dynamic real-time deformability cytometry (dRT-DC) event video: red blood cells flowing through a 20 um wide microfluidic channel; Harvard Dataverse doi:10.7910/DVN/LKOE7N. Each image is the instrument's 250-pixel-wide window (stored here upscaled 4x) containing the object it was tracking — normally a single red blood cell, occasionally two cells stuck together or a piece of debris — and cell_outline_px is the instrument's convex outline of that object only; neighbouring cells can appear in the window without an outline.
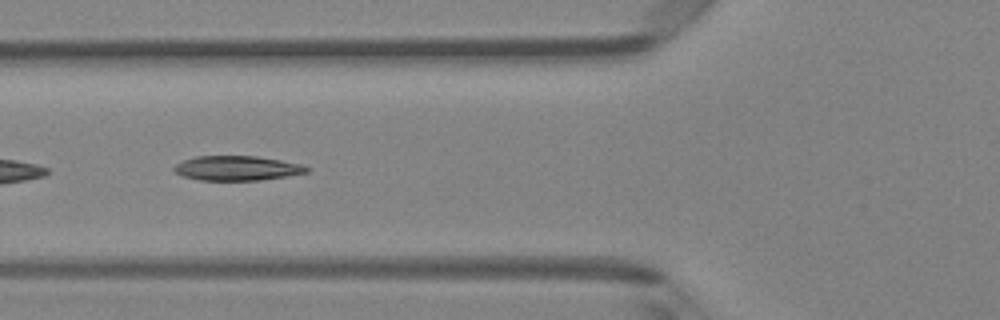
{"species": "Egyptian fruit bat (a non-hibernating species)", "species_latin": "Rousettus aegyptiacus", "temperature_condition": "room temperature", "stored_images_in_passage": 49, "segment_of_instrument_passage": [2, 2], "camera_frame_rate_fps": 3000, "um_per_image_px": 0.085, "animal": {"sex": "female"}, "frame": {"image": 1, "passage_image": 19, "time_ms": 6.0, "image_size_px": [1000, 320], "cell_outline_px": [[308, 172], [288, 176], [260, 180], [200, 180], [180, 176], [172, 168], [176, 164], [184, 160], [196, 156], [256, 156], [280, 160], [300, 164], [308, 168]], "centroid_in_image_um": [20.11, 14.3], "position_along_channel_um": 105.7, "area_um2": 18.96}}
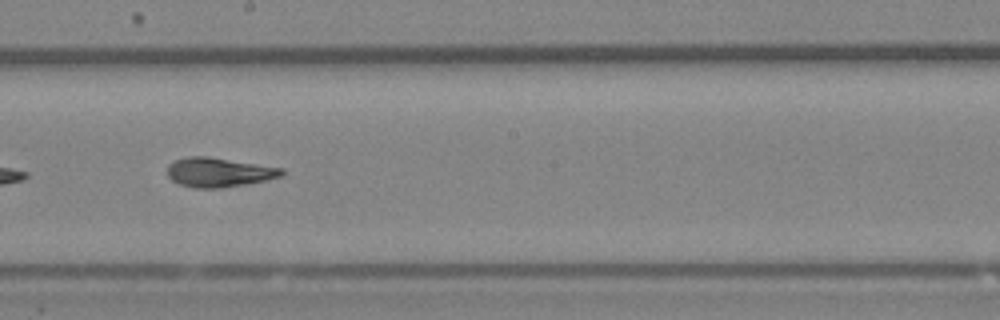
{"frame": {"image": 2, "passage_image": 28, "time_ms": 9.0, "image_size_px": [1000, 320], "cell_outline_px": [[284, 172], [280, 176], [264, 180], [244, 184], [220, 188], [196, 188], [180, 184], [172, 180], [168, 176], [168, 164], [172, 160], [188, 156], [208, 156], [284, 168]], "centroid_in_image_um": [18.56, 14.63], "position_along_channel_um": 229.6, "area_um2": 19.48}}
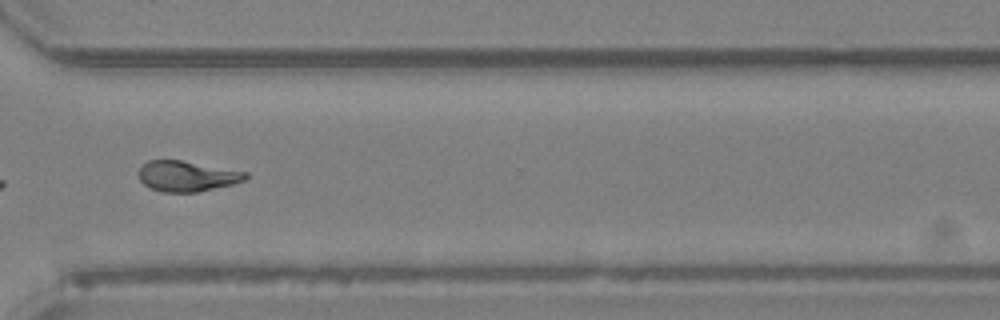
{"frame": {"image": 3, "passage_image": 37, "time_ms": 12.0, "image_size_px": [1000, 320], "cell_outline_px": [[248, 176], [244, 180], [232, 184], [196, 192], [160, 192], [148, 188], [140, 180], [136, 172], [148, 160], [180, 160], [248, 172]], "centroid_in_image_um": [15.84, 14.97], "position_along_channel_um": 354.8, "area_um2": 19.02}}